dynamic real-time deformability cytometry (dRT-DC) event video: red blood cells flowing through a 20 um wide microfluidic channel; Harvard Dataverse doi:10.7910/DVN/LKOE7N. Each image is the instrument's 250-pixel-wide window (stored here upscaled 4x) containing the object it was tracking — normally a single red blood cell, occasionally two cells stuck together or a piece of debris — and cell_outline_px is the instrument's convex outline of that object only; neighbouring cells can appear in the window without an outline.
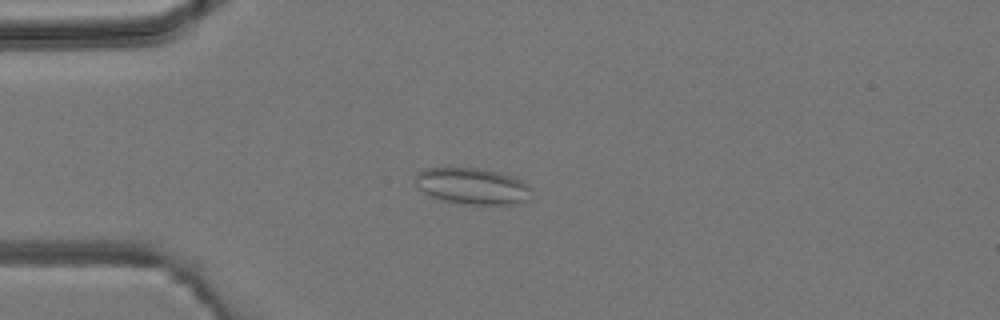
{"species": "common noctule bat (a hibernating species)", "species_latin": "Nyctalus noctula", "temperature_condition": "room temperature", "stored_images_in_passage": 5, "camera_frame_rate_fps": 3000, "um_per_image_px": 0.085, "animal": {"sex": "male", "body_mass_g": 19.2, "forearm_length_mm": 51.8}, "frame": {"image": 1, "passage_image": 4, "time_ms": 3.333, "image_size_px": [1000, 320], "cell_outline_px": [[532, 192], [528, 200], [520, 204], [464, 204], [444, 200], [432, 196], [424, 192], [416, 184], [416, 176], [420, 172], [428, 168], [480, 168], [512, 176], [528, 184]], "centroid_in_image_um": [40.21, 15.83], "position_along_channel_um": 44.8, "area_um2": 24.33}}